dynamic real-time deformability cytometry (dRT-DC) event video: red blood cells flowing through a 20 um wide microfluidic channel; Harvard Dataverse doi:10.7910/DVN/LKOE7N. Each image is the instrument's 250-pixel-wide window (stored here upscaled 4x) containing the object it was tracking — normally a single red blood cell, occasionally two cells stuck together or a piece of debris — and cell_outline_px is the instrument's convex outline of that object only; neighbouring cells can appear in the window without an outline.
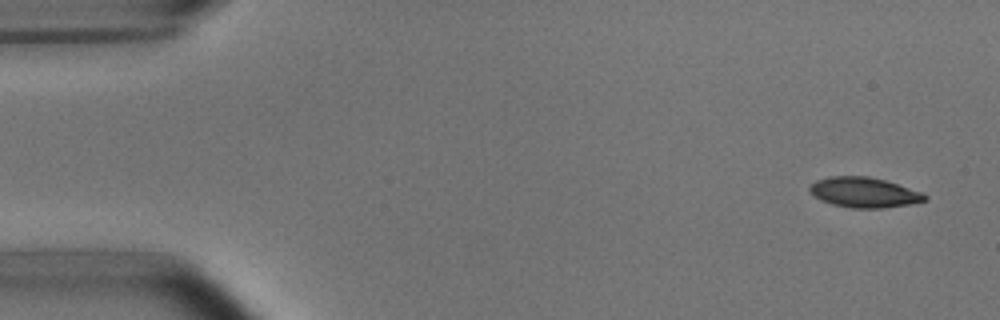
{"species": "common noctule bat (a hibernating species)", "species_latin": "Nyctalus noctula", "temperature_condition": "room temperature", "stored_images_in_passage": 8, "camera_frame_rate_fps": 3000, "um_per_image_px": 0.085, "animal": {"sex": "male", "body_mass_g": 15.6}, "frame": {"image": 1, "passage_image": 1, "time_ms": 0.0, "image_size_px": [1000, 320], "cell_outline_px": [[928, 196], [924, 200], [908, 204], [884, 208], [852, 208], [832, 204], [820, 200], [808, 188], [816, 180], [832, 176], [868, 176], [884, 180], [920, 192]], "centroid_in_image_um": [73.41, 16.35], "position_along_channel_um": 11.6, "area_um2": 19.83}}
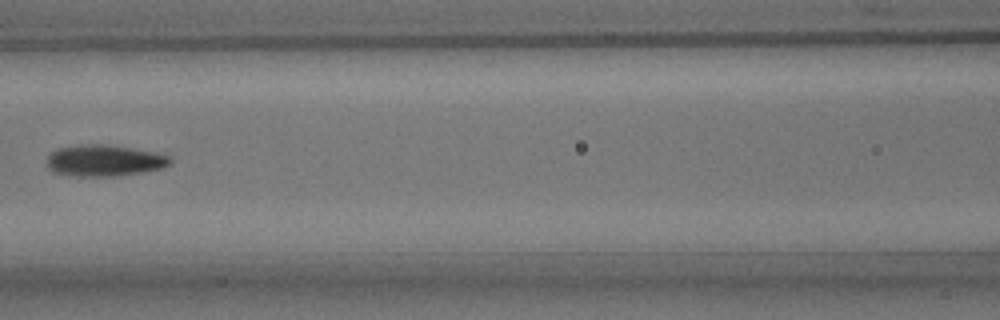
{"frame": {"image": 2, "passage_image": 7, "time_ms": 7.0, "image_size_px": [1000, 320], "cell_outline_px": [[172, 164], [164, 168], [144, 172], [116, 176], [76, 176], [52, 172], [48, 168], [48, 156], [56, 148], [80, 144], [100, 144], [128, 148], [152, 152], [172, 156]], "centroid_in_image_um": [8.88, 13.66], "position_along_channel_um": 157.7, "area_um2": 22.6}}
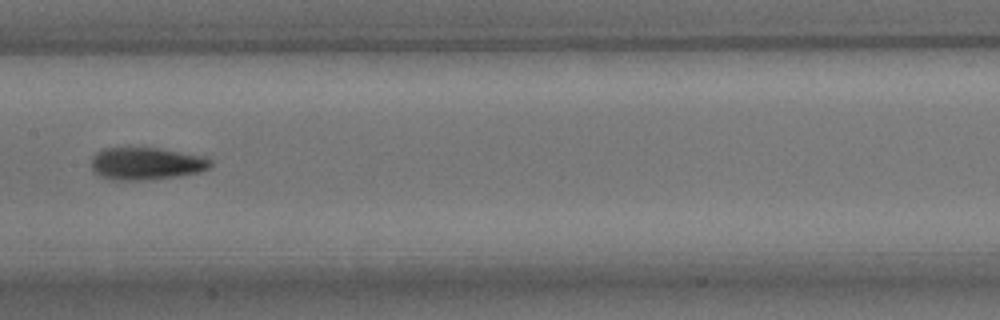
{"frame": {"image": 3, "passage_image": 8, "time_ms": 8.0, "image_size_px": [1000, 320], "cell_outline_px": [[212, 164], [208, 168], [200, 172], [176, 176], [148, 180], [112, 180], [100, 176], [92, 172], [92, 156], [96, 152], [104, 148], [160, 148], [204, 156], [212, 160]], "centroid_in_image_um": [12.42, 13.91], "position_along_channel_um": 195.0, "area_um2": 22.66}}